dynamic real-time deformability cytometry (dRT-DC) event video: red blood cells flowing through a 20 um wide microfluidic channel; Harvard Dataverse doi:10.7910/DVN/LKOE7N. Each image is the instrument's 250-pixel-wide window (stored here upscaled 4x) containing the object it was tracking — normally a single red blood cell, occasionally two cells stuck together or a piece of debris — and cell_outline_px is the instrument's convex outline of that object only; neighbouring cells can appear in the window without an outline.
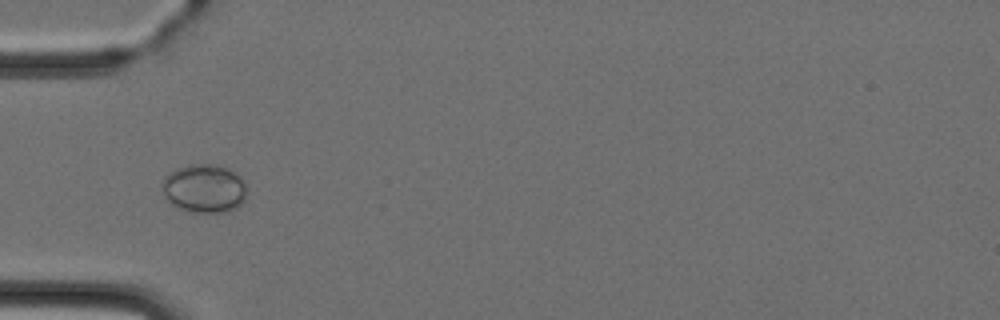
{"species": "Egyptian fruit bat (a non-hibernating species)", "species_latin": "Rousettus aegyptiacus", "temperature_condition": "cold", "stored_images_in_passage": 6, "camera_frame_rate_fps": 3000, "um_per_image_px": 0.085, "animal": {"sex": "female"}, "frame": {"image": 1, "passage_image": 5, "time_ms": 4.667, "image_size_px": [1000, 320], "cell_outline_px": [[244, 200], [236, 208], [228, 212], [188, 212], [176, 208], [164, 196], [164, 176], [168, 172], [176, 168], [188, 164], [216, 164], [228, 168], [240, 176], [244, 184]], "centroid_in_image_um": [17.33, 16.02], "position_along_channel_um": 67.7, "area_um2": 23.99}}